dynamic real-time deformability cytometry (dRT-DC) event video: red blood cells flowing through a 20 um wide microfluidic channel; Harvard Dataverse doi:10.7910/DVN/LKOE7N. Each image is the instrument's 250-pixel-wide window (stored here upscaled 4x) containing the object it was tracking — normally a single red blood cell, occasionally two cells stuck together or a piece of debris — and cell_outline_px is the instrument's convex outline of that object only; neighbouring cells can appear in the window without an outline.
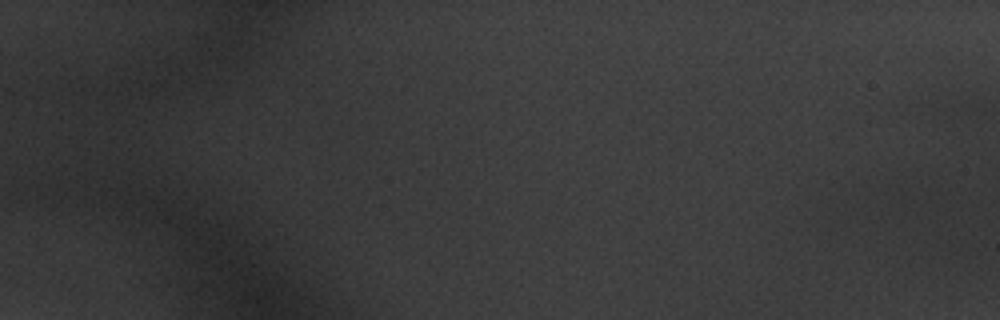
{"species": "common noctule bat (a hibernating species)", "species_latin": "Nyctalus noctula", "temperature_condition": "warm", "stored_images_in_passage": 7, "camera_frame_rate_fps": 3000, "um_per_image_px": 0.085, "animal": {"sex": "male", "body_mass_g": 20.1, "forearm_length_mm": 53.5}, "frame": {"image": 1, "passage_image": 2, "time_ms": 0.333, "image_size_px": [1000, 320], "cell_outline_px": [[948, 204], [944, 212], [900, 224], [888, 212], [880, 196], [880, 192], [888, 184], [924, 172], [936, 172], [948, 192]], "centroid_in_image_um": [77.81, 16.77], "position_along_channel_um": 7.2, "area_um2": 18.15}}